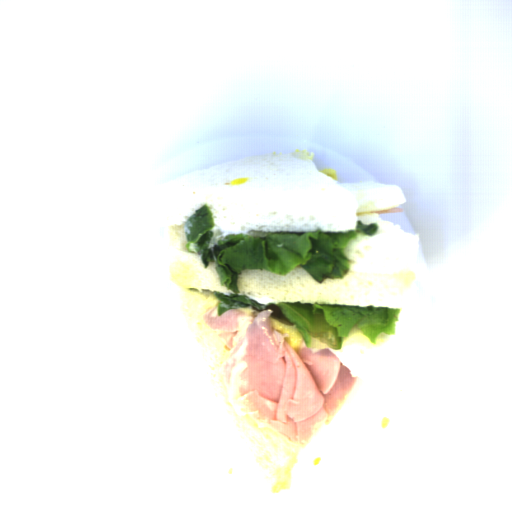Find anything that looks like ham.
Listing matches in <instances>:
<instances>
[{"label":"ham","mask_w":512,"mask_h":512,"mask_svg":"<svg viewBox=\"0 0 512 512\" xmlns=\"http://www.w3.org/2000/svg\"><path fill=\"white\" fill-rule=\"evenodd\" d=\"M272 310L247 314L218 305L202 317L227 352L226 392L246 416L300 443L337 413L357 379L328 348H295L271 325Z\"/></svg>","instance_id":"37f43c06"},{"label":"ham","mask_w":512,"mask_h":512,"mask_svg":"<svg viewBox=\"0 0 512 512\" xmlns=\"http://www.w3.org/2000/svg\"><path fill=\"white\" fill-rule=\"evenodd\" d=\"M404 209L400 207H393L386 210H379V211H370V213L374 214H392V213H403Z\"/></svg>","instance_id":"09b19980"}]
</instances>
